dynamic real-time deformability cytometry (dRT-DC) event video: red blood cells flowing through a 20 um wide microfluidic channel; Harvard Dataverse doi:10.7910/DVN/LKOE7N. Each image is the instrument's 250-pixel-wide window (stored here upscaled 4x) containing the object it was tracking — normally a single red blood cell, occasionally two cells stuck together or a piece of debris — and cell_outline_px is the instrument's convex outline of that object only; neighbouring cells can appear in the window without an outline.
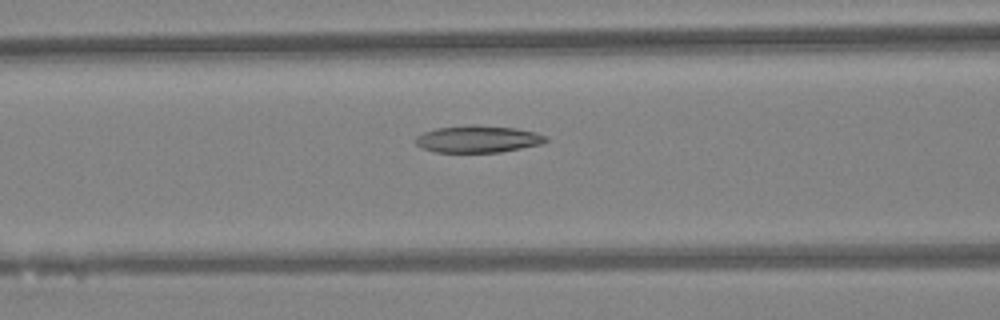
{"species": "Egyptian fruit bat (a non-hibernating species)", "species_latin": "Rousettus aegyptiacus", "temperature_condition": "warm", "stored_images_in_passage": 47, "camera_frame_rate_fps": 3000, "um_per_image_px": 0.085, "animal": {"sex": "female"}, "frame": {"image": 1, "passage_image": 20, "time_ms": 6.333, "image_size_px": [1000, 320], "cell_outline_px": [[548, 140], [540, 144], [500, 152], [436, 152], [420, 148], [416, 144], [416, 136], [424, 132], [436, 128], [468, 124], [476, 124], [516, 128], [536, 132], [548, 136]], "centroid_in_image_um": [40.61, 11.8], "position_along_channel_um": 126.0, "area_um2": 20.69}}
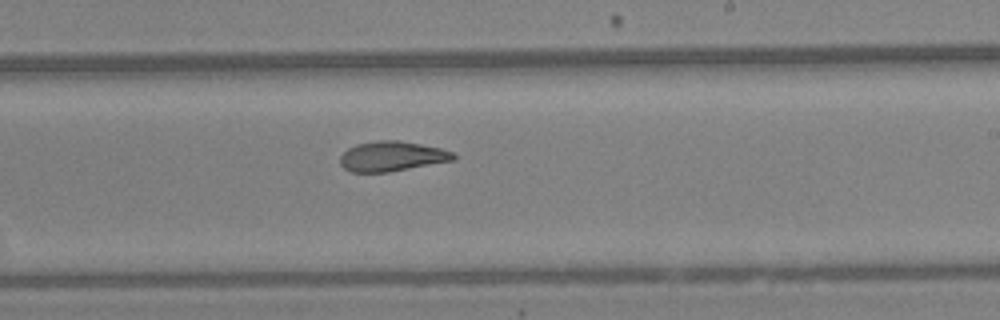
{"frame": {"image": 2, "passage_image": 29, "time_ms": 9.333, "image_size_px": [1000, 320], "cell_outline_px": [[456, 160], [388, 172], [352, 172], [344, 168], [340, 164], [340, 156], [348, 148], [356, 144], [376, 140], [400, 140], [440, 148], [452, 152], [456, 156]], "centroid_in_image_um": [33.31, 13.28], "position_along_channel_um": 255.7, "area_um2": 19.83}}
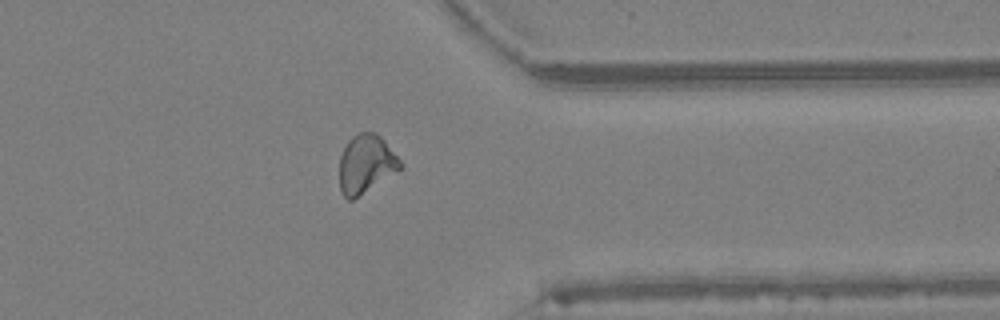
{"frame": {"image": 3, "passage_image": 38, "time_ms": 12.333, "image_size_px": [1000, 320], "cell_outline_px": [[404, 168], [352, 200], [348, 200], [344, 196], [340, 188], [340, 156], [348, 140], [356, 132], [376, 132], [384, 140], [404, 164]], "centroid_in_image_um": [31.13, 13.93], "position_along_channel_um": 380.3, "area_um2": 20.87}, "authors_computed_cell_mechanics": {"area_um2": 20.9236, "velocity_mm_per_s": 4.3489, "shape_relaxation_time_tau1_ms": null, "shape_relaxation_time_tau2_ms": 2.7531, "deformation_change_tau1": null, "deformation_change_tau2": 0.0933}}